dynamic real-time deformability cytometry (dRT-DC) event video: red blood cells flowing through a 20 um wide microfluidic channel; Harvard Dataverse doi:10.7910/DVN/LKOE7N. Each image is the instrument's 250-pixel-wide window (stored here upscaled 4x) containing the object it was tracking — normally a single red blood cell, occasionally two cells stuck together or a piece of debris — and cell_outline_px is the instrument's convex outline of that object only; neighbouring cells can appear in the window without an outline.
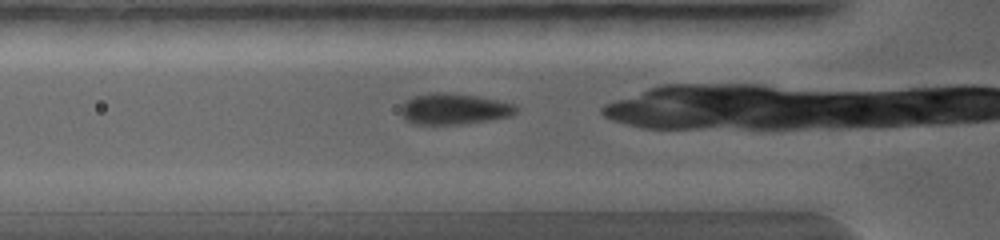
{"species": "common noctule bat (a hibernating species)", "species_latin": "Nyctalus noctula", "temperature_condition": "warm", "stored_images_in_passage": 5, "camera_frame_rate_fps": 5000, "um_per_image_px": 0.085, "animal": {"sex": "female", "body_mass_g": 19.0, "forearm_length_mm": 56.7}, "frame": {"image": 1, "passage_image": 2, "time_ms": 0.4, "image_size_px": [1000, 240], "cell_outline_px": [[520, 108], [512, 116], [464, 124], [412, 124], [404, 120], [400, 112], [400, 108], [404, 100], [412, 96], [428, 92], [452, 92], [476, 96], [516, 104]], "centroid_in_image_um": [38.55, 9.25], "position_along_channel_um": 87.3, "area_um2": 21.33}}
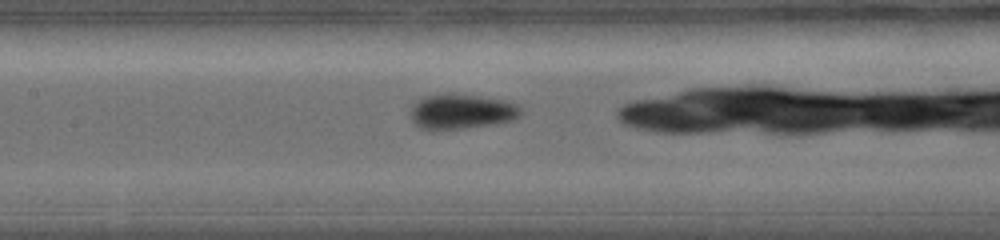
{"frame": {"image": 2, "passage_image": 5, "time_ms": 1.6, "image_size_px": [1000, 240], "cell_outline_px": [[524, 112], [520, 116], [512, 120], [496, 124], [464, 128], [420, 128], [412, 124], [412, 104], [416, 100], [424, 96], [444, 92], [456, 92], [504, 100], [516, 104]], "centroid_in_image_um": [39.23, 9.44], "position_along_channel_um": 168.2, "area_um2": 22.77}}